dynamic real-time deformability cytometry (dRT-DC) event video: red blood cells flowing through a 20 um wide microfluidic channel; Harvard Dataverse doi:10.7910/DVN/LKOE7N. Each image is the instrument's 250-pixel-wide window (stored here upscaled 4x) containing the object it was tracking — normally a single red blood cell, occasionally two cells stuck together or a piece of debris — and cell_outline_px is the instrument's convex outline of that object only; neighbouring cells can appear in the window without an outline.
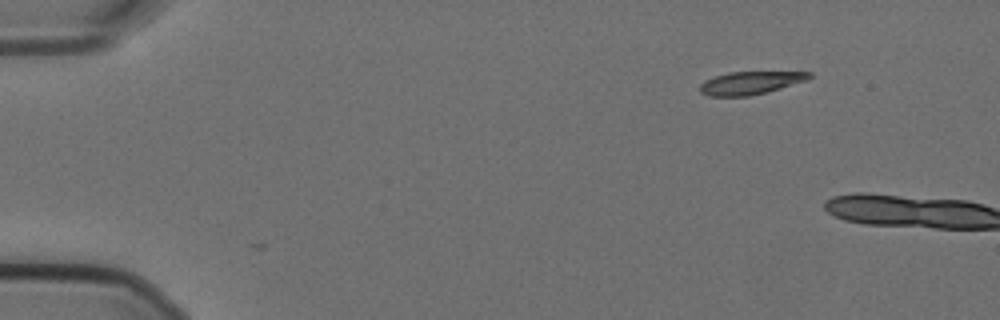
{"species": "Egyptian fruit bat (a non-hibernating species)", "species_latin": "Rousettus aegyptiacus", "temperature_condition": "cold", "stored_images_in_passage": 3, "camera_frame_rate_fps": 3000, "um_per_image_px": 0.085, "animal": {"sex": "female"}, "frame": {"image": 1, "passage_image": 1, "time_ms": 0.0, "image_size_px": [1000, 320], "cell_outline_px": [[812, 76], [804, 80], [768, 92], [748, 96], [708, 96], [700, 92], [700, 84], [704, 80], [728, 72], [812, 72]], "centroid_in_image_um": [63.72, 7.05], "position_along_channel_um": 21.3, "area_um2": 14.39}}